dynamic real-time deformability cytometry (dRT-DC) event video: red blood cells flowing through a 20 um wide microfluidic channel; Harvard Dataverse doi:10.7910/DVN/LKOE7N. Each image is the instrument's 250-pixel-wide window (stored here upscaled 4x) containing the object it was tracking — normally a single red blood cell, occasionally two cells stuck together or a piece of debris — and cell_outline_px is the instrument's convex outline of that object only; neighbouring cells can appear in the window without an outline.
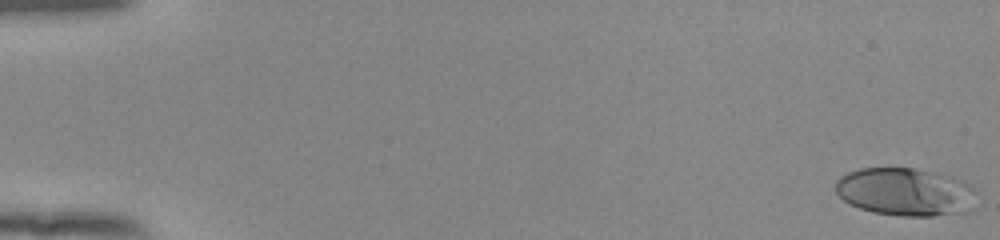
{"species": "human", "species_latin": "Homo sapiens", "temperature_condition": "room temperature", "stored_images_in_passage": 54, "camera_frame_rate_fps": 3000, "um_per_image_px": 0.085, "donor": {"sex": "female"}, "frame": {"image": 1, "passage_image": 1, "time_ms": 0.0, "image_size_px": [1000, 240], "cell_outline_px": [[980, 192], [972, 212], [932, 216], [900, 216], [872, 212], [848, 204], [836, 192], [836, 180], [840, 176], [848, 172], [860, 168], [912, 168], [952, 176], [964, 180], [976, 188]], "centroid_in_image_um": [77.06, 16.33], "position_along_channel_um": 7.9, "area_um2": 40.34}}
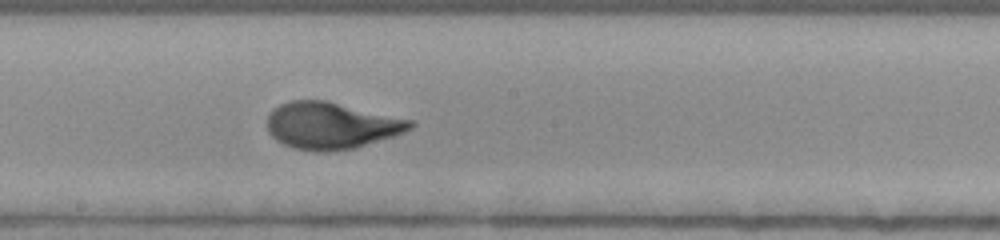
{"frame": {"image": 2, "passage_image": 31, "time_ms": 10.0, "image_size_px": [1000, 240], "cell_outline_px": [[416, 124], [412, 128], [404, 132], [392, 136], [352, 148], [328, 152], [316, 152], [292, 148], [276, 140], [268, 132], [268, 112], [272, 108], [288, 100], [328, 100], [412, 120]], "centroid_in_image_um": [28.11, 10.66], "position_along_channel_um": 220.1, "area_um2": 39.13}}
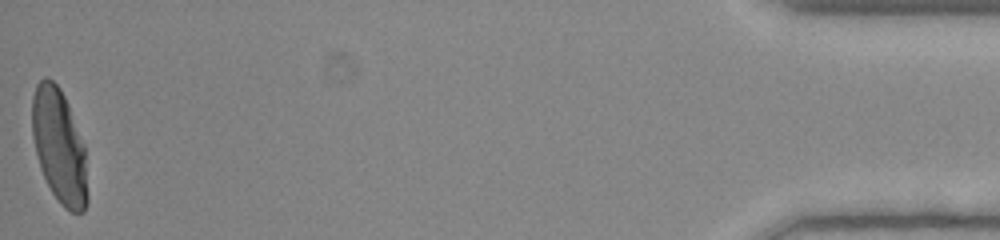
{"frame": {"image": 3, "passage_image": 54, "time_ms": 17.667, "image_size_px": [1000, 240], "cell_outline_px": [[88, 200], [84, 212], [72, 212], [64, 208], [60, 204], [52, 192], [40, 168], [32, 136], [32, 96], [36, 84], [44, 76], [48, 76], [60, 88], [68, 104], [84, 144], [88, 196]], "centroid_in_image_um": [5.03, 12.42], "position_along_channel_um": 430.2, "area_um2": 36.93}, "authors_computed_cell_mechanics": {"area_um2": 38.0613, "velocity_mm_per_s": 3.8837, "shape_relaxation_time_tau1_ms": 4.5702, "shape_relaxation_time_tau2_ms": null, "deformation_change_tau1": 0.2379, "deformation_change_tau2": null}}